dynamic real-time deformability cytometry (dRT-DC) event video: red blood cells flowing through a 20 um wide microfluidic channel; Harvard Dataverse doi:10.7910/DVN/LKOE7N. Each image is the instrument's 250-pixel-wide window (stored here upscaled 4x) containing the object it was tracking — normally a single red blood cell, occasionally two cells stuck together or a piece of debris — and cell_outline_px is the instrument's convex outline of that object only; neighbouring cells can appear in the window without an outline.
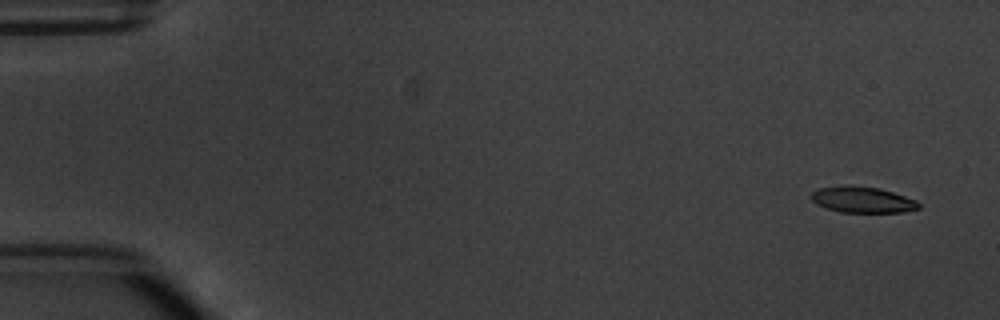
{"species": "common noctule bat (a hibernating species)", "species_latin": "Nyctalus noctula", "temperature_condition": "warm", "stored_images_in_passage": 5, "camera_frame_rate_fps": 3000, "um_per_image_px": 0.085, "animal": {"sex": "male", "body_mass_g": 20.1, "forearm_length_mm": 53.5}, "frame": {"image": 1, "passage_image": 1, "time_ms": 0.0, "image_size_px": [1000, 320], "cell_outline_px": [[920, 208], [904, 212], [840, 212], [816, 204], [808, 196], [816, 188], [844, 184], [848, 184], [880, 188], [916, 200], [920, 204]], "centroid_in_image_um": [73.26, 16.95], "position_along_channel_um": 11.7, "area_um2": 16.59}}
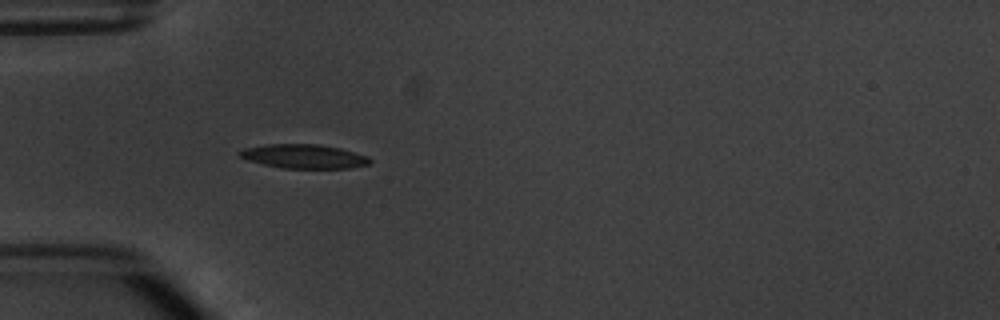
{"frame": {"image": 2, "passage_image": 5, "time_ms": 4.667, "image_size_px": [1000, 320], "cell_outline_px": [[372, 160], [368, 164], [348, 168], [280, 168], [248, 160], [236, 156], [236, 152], [244, 148], [268, 144], [316, 144], [340, 148], [368, 156]], "centroid_in_image_um": [25.78, 13.29], "position_along_channel_um": 59.2, "area_um2": 18.26}}